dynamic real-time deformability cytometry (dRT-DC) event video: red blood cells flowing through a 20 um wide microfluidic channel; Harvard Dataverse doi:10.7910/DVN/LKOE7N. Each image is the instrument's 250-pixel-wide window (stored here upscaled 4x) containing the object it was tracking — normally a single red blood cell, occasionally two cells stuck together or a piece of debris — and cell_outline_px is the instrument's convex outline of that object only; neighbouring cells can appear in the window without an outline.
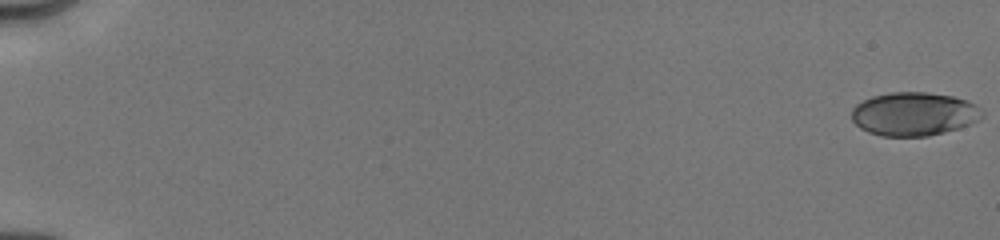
{"species": "human", "species_latin": "Homo sapiens", "temperature_condition": "cold", "stored_images_in_passage": 56, "camera_frame_rate_fps": 3000, "um_per_image_px": 0.085, "donor": {"sex": "male"}, "frame": {"image": 1, "passage_image": 1, "time_ms": 0.0, "image_size_px": [1000, 240], "cell_outline_px": [[984, 116], [980, 120], [944, 132], [928, 136], [880, 136], [868, 132], [860, 128], [852, 120], [852, 108], [856, 104], [872, 96], [892, 92], [928, 92], [952, 96], [968, 100], [976, 104], [984, 112]], "centroid_in_image_um": [77.69, 9.68], "position_along_channel_um": 7.3, "area_um2": 33.23}}
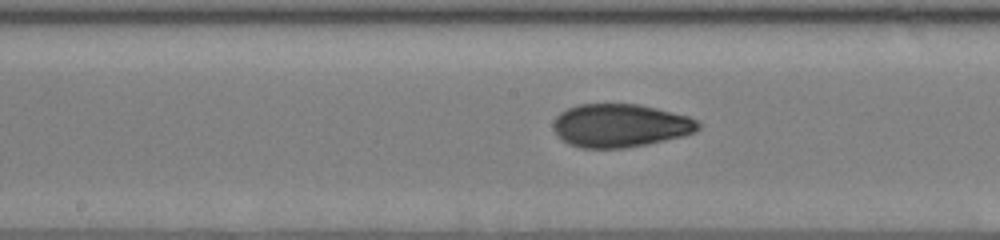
{"frame": {"image": 2, "passage_image": 33, "time_ms": 9.667, "image_size_px": [1000, 240], "cell_outline_px": [[700, 128], [696, 132], [684, 136], [648, 144], [624, 148], [580, 148], [568, 144], [560, 140], [556, 136], [552, 128], [552, 124], [556, 116], [560, 112], [576, 104], [640, 104], [688, 116], [696, 120], [700, 124]], "centroid_in_image_um": [52.68, 10.68], "position_along_channel_um": 195.5, "area_um2": 36.99}}
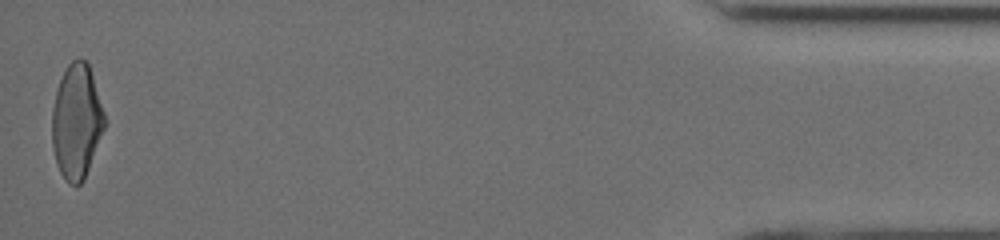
{"frame": {"image": 3, "passage_image": 56, "time_ms": 17.333, "image_size_px": [1000, 240], "cell_outline_px": [[104, 128], [84, 180], [76, 188], [68, 184], [64, 180], [56, 164], [52, 148], [52, 108], [56, 92], [60, 80], [68, 64], [72, 60], [84, 60], [88, 64], [104, 112]], "centroid_in_image_um": [6.48, 10.4], "position_along_channel_um": 428.7, "area_um2": 34.85}, "authors_computed_cell_mechanics": {"area_um2": 35.0268, "velocity_mm_per_s": 4.0339, "shape_relaxation_time_tau1_ms": 7.4664, "shape_relaxation_time_tau2_ms": 1.5623, "deformation_change_tau1": 0.2054, "deformation_change_tau2": 0.0667}}